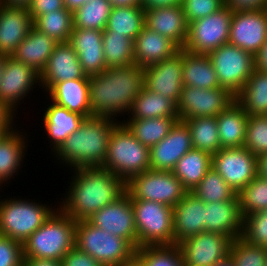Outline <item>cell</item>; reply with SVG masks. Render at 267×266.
<instances>
[{"instance_id":"1","label":"cell","mask_w":267,"mask_h":266,"mask_svg":"<svg viewBox=\"0 0 267 266\" xmlns=\"http://www.w3.org/2000/svg\"><path fill=\"white\" fill-rule=\"evenodd\" d=\"M69 171L71 180L58 207L75 221L86 220L126 192V183L102 166Z\"/></svg>"},{"instance_id":"2","label":"cell","mask_w":267,"mask_h":266,"mask_svg":"<svg viewBox=\"0 0 267 266\" xmlns=\"http://www.w3.org/2000/svg\"><path fill=\"white\" fill-rule=\"evenodd\" d=\"M143 86L144 70L135 63L90 75V117H109L120 122L118 117L128 116Z\"/></svg>"},{"instance_id":"3","label":"cell","mask_w":267,"mask_h":266,"mask_svg":"<svg viewBox=\"0 0 267 266\" xmlns=\"http://www.w3.org/2000/svg\"><path fill=\"white\" fill-rule=\"evenodd\" d=\"M119 121L109 117L91 116L84 118L53 154L58 164L70 170L102 166L107 156L112 129Z\"/></svg>"},{"instance_id":"4","label":"cell","mask_w":267,"mask_h":266,"mask_svg":"<svg viewBox=\"0 0 267 266\" xmlns=\"http://www.w3.org/2000/svg\"><path fill=\"white\" fill-rule=\"evenodd\" d=\"M76 221L59 207L23 243L24 259L62 260L75 247Z\"/></svg>"},{"instance_id":"5","label":"cell","mask_w":267,"mask_h":266,"mask_svg":"<svg viewBox=\"0 0 267 266\" xmlns=\"http://www.w3.org/2000/svg\"><path fill=\"white\" fill-rule=\"evenodd\" d=\"M5 197H0V235L22 244L58 208V203L52 207L53 203L48 205L49 203L44 202L43 204L26 197L24 199L19 196L15 198L7 195Z\"/></svg>"},{"instance_id":"6","label":"cell","mask_w":267,"mask_h":266,"mask_svg":"<svg viewBox=\"0 0 267 266\" xmlns=\"http://www.w3.org/2000/svg\"><path fill=\"white\" fill-rule=\"evenodd\" d=\"M102 167L127 183L132 177L150 170V149L120 121L112 129Z\"/></svg>"},{"instance_id":"7","label":"cell","mask_w":267,"mask_h":266,"mask_svg":"<svg viewBox=\"0 0 267 266\" xmlns=\"http://www.w3.org/2000/svg\"><path fill=\"white\" fill-rule=\"evenodd\" d=\"M75 247L102 266H123L136 253L126 239L94 227L86 220L76 221Z\"/></svg>"},{"instance_id":"8","label":"cell","mask_w":267,"mask_h":266,"mask_svg":"<svg viewBox=\"0 0 267 266\" xmlns=\"http://www.w3.org/2000/svg\"><path fill=\"white\" fill-rule=\"evenodd\" d=\"M137 248L174 245L173 207L147 201L132 200Z\"/></svg>"},{"instance_id":"9","label":"cell","mask_w":267,"mask_h":266,"mask_svg":"<svg viewBox=\"0 0 267 266\" xmlns=\"http://www.w3.org/2000/svg\"><path fill=\"white\" fill-rule=\"evenodd\" d=\"M131 200H147L174 207L189 191L172 171L147 170L126 183Z\"/></svg>"},{"instance_id":"10","label":"cell","mask_w":267,"mask_h":266,"mask_svg":"<svg viewBox=\"0 0 267 266\" xmlns=\"http://www.w3.org/2000/svg\"><path fill=\"white\" fill-rule=\"evenodd\" d=\"M232 14L233 10L225 4L213 14L190 22L182 49L208 55L228 43Z\"/></svg>"},{"instance_id":"11","label":"cell","mask_w":267,"mask_h":266,"mask_svg":"<svg viewBox=\"0 0 267 266\" xmlns=\"http://www.w3.org/2000/svg\"><path fill=\"white\" fill-rule=\"evenodd\" d=\"M216 72L220 87L236 96L255 69V57L226 43L207 55Z\"/></svg>"},{"instance_id":"12","label":"cell","mask_w":267,"mask_h":266,"mask_svg":"<svg viewBox=\"0 0 267 266\" xmlns=\"http://www.w3.org/2000/svg\"><path fill=\"white\" fill-rule=\"evenodd\" d=\"M235 101L226 88L202 89L183 86L177 111L180 121L196 117H216Z\"/></svg>"},{"instance_id":"13","label":"cell","mask_w":267,"mask_h":266,"mask_svg":"<svg viewBox=\"0 0 267 266\" xmlns=\"http://www.w3.org/2000/svg\"><path fill=\"white\" fill-rule=\"evenodd\" d=\"M212 168L236 194L257 176L256 156L244 146L221 148L212 154Z\"/></svg>"},{"instance_id":"14","label":"cell","mask_w":267,"mask_h":266,"mask_svg":"<svg viewBox=\"0 0 267 266\" xmlns=\"http://www.w3.org/2000/svg\"><path fill=\"white\" fill-rule=\"evenodd\" d=\"M232 239L204 231L178 244L185 266H214L230 255Z\"/></svg>"},{"instance_id":"15","label":"cell","mask_w":267,"mask_h":266,"mask_svg":"<svg viewBox=\"0 0 267 266\" xmlns=\"http://www.w3.org/2000/svg\"><path fill=\"white\" fill-rule=\"evenodd\" d=\"M267 41V8L233 11L228 43L254 57Z\"/></svg>"},{"instance_id":"16","label":"cell","mask_w":267,"mask_h":266,"mask_svg":"<svg viewBox=\"0 0 267 266\" xmlns=\"http://www.w3.org/2000/svg\"><path fill=\"white\" fill-rule=\"evenodd\" d=\"M94 227H99L111 234L126 239L137 249V232L134 210L130 195L125 192L116 201L105 205L102 209L86 219Z\"/></svg>"},{"instance_id":"17","label":"cell","mask_w":267,"mask_h":266,"mask_svg":"<svg viewBox=\"0 0 267 266\" xmlns=\"http://www.w3.org/2000/svg\"><path fill=\"white\" fill-rule=\"evenodd\" d=\"M39 86L40 74L33 68L8 57L0 79V101L5 102L13 111L18 112V105L32 94ZM35 86V87H34ZM29 94V95H28ZM27 96V97H26Z\"/></svg>"},{"instance_id":"18","label":"cell","mask_w":267,"mask_h":266,"mask_svg":"<svg viewBox=\"0 0 267 266\" xmlns=\"http://www.w3.org/2000/svg\"><path fill=\"white\" fill-rule=\"evenodd\" d=\"M144 70V86L178 104L182 82V49L172 57L149 65Z\"/></svg>"},{"instance_id":"19","label":"cell","mask_w":267,"mask_h":266,"mask_svg":"<svg viewBox=\"0 0 267 266\" xmlns=\"http://www.w3.org/2000/svg\"><path fill=\"white\" fill-rule=\"evenodd\" d=\"M193 149L190 129L178 120L160 142L150 148V169L172 171L179 159Z\"/></svg>"},{"instance_id":"20","label":"cell","mask_w":267,"mask_h":266,"mask_svg":"<svg viewBox=\"0 0 267 266\" xmlns=\"http://www.w3.org/2000/svg\"><path fill=\"white\" fill-rule=\"evenodd\" d=\"M78 55L68 42L58 43L40 74V89L47 93L56 83L84 78Z\"/></svg>"},{"instance_id":"21","label":"cell","mask_w":267,"mask_h":266,"mask_svg":"<svg viewBox=\"0 0 267 266\" xmlns=\"http://www.w3.org/2000/svg\"><path fill=\"white\" fill-rule=\"evenodd\" d=\"M33 24L27 7L0 4V54L11 57Z\"/></svg>"},{"instance_id":"22","label":"cell","mask_w":267,"mask_h":266,"mask_svg":"<svg viewBox=\"0 0 267 266\" xmlns=\"http://www.w3.org/2000/svg\"><path fill=\"white\" fill-rule=\"evenodd\" d=\"M103 31L96 29L73 28L68 43L78 55L83 72L96 75L105 71L104 49L102 46Z\"/></svg>"},{"instance_id":"23","label":"cell","mask_w":267,"mask_h":266,"mask_svg":"<svg viewBox=\"0 0 267 266\" xmlns=\"http://www.w3.org/2000/svg\"><path fill=\"white\" fill-rule=\"evenodd\" d=\"M243 216L239 200L204 203V229L229 236L232 240L241 237Z\"/></svg>"},{"instance_id":"24","label":"cell","mask_w":267,"mask_h":266,"mask_svg":"<svg viewBox=\"0 0 267 266\" xmlns=\"http://www.w3.org/2000/svg\"><path fill=\"white\" fill-rule=\"evenodd\" d=\"M188 24L181 4L145 9V27L168 37L180 49L184 47Z\"/></svg>"},{"instance_id":"25","label":"cell","mask_w":267,"mask_h":266,"mask_svg":"<svg viewBox=\"0 0 267 266\" xmlns=\"http://www.w3.org/2000/svg\"><path fill=\"white\" fill-rule=\"evenodd\" d=\"M28 137L24 129L19 131L15 127L0 139V190L7 186L5 184H11L10 181L14 180L15 176L18 177L19 170L25 166L24 156L28 153Z\"/></svg>"},{"instance_id":"26","label":"cell","mask_w":267,"mask_h":266,"mask_svg":"<svg viewBox=\"0 0 267 266\" xmlns=\"http://www.w3.org/2000/svg\"><path fill=\"white\" fill-rule=\"evenodd\" d=\"M174 245L205 231L204 202L189 192L173 207Z\"/></svg>"},{"instance_id":"27","label":"cell","mask_w":267,"mask_h":266,"mask_svg":"<svg viewBox=\"0 0 267 266\" xmlns=\"http://www.w3.org/2000/svg\"><path fill=\"white\" fill-rule=\"evenodd\" d=\"M46 107L41 124L47 134L46 139L50 143V152L53 155L63 142L79 128L85 117L60 107L52 101H49Z\"/></svg>"},{"instance_id":"28","label":"cell","mask_w":267,"mask_h":266,"mask_svg":"<svg viewBox=\"0 0 267 266\" xmlns=\"http://www.w3.org/2000/svg\"><path fill=\"white\" fill-rule=\"evenodd\" d=\"M48 95V96H47ZM60 107L90 117L89 76L56 83L45 95Z\"/></svg>"},{"instance_id":"29","label":"cell","mask_w":267,"mask_h":266,"mask_svg":"<svg viewBox=\"0 0 267 266\" xmlns=\"http://www.w3.org/2000/svg\"><path fill=\"white\" fill-rule=\"evenodd\" d=\"M135 64L145 68L172 57L180 48L168 37L144 27L134 39Z\"/></svg>"},{"instance_id":"30","label":"cell","mask_w":267,"mask_h":266,"mask_svg":"<svg viewBox=\"0 0 267 266\" xmlns=\"http://www.w3.org/2000/svg\"><path fill=\"white\" fill-rule=\"evenodd\" d=\"M58 42L34 26L11 56L41 74Z\"/></svg>"},{"instance_id":"31","label":"cell","mask_w":267,"mask_h":266,"mask_svg":"<svg viewBox=\"0 0 267 266\" xmlns=\"http://www.w3.org/2000/svg\"><path fill=\"white\" fill-rule=\"evenodd\" d=\"M248 118L236 101L216 116L221 148L244 146Z\"/></svg>"},{"instance_id":"32","label":"cell","mask_w":267,"mask_h":266,"mask_svg":"<svg viewBox=\"0 0 267 266\" xmlns=\"http://www.w3.org/2000/svg\"><path fill=\"white\" fill-rule=\"evenodd\" d=\"M183 86L202 89L220 87L213 65L207 55L191 53L182 49Z\"/></svg>"},{"instance_id":"33","label":"cell","mask_w":267,"mask_h":266,"mask_svg":"<svg viewBox=\"0 0 267 266\" xmlns=\"http://www.w3.org/2000/svg\"><path fill=\"white\" fill-rule=\"evenodd\" d=\"M235 101L249 116L267 115V71L255 68Z\"/></svg>"},{"instance_id":"34","label":"cell","mask_w":267,"mask_h":266,"mask_svg":"<svg viewBox=\"0 0 267 266\" xmlns=\"http://www.w3.org/2000/svg\"><path fill=\"white\" fill-rule=\"evenodd\" d=\"M155 117H179L177 104L173 100L143 86L127 119H151Z\"/></svg>"},{"instance_id":"35","label":"cell","mask_w":267,"mask_h":266,"mask_svg":"<svg viewBox=\"0 0 267 266\" xmlns=\"http://www.w3.org/2000/svg\"><path fill=\"white\" fill-rule=\"evenodd\" d=\"M212 167V155L208 152L191 149L178 160L172 173L191 192Z\"/></svg>"},{"instance_id":"36","label":"cell","mask_w":267,"mask_h":266,"mask_svg":"<svg viewBox=\"0 0 267 266\" xmlns=\"http://www.w3.org/2000/svg\"><path fill=\"white\" fill-rule=\"evenodd\" d=\"M121 122L133 136L149 149L168 135L179 117H162L151 119H125Z\"/></svg>"},{"instance_id":"37","label":"cell","mask_w":267,"mask_h":266,"mask_svg":"<svg viewBox=\"0 0 267 266\" xmlns=\"http://www.w3.org/2000/svg\"><path fill=\"white\" fill-rule=\"evenodd\" d=\"M145 27V9L141 5L112 7L106 28L113 34L135 39Z\"/></svg>"},{"instance_id":"38","label":"cell","mask_w":267,"mask_h":266,"mask_svg":"<svg viewBox=\"0 0 267 266\" xmlns=\"http://www.w3.org/2000/svg\"><path fill=\"white\" fill-rule=\"evenodd\" d=\"M133 45V39L104 30L102 46L106 68L130 66L135 63Z\"/></svg>"},{"instance_id":"39","label":"cell","mask_w":267,"mask_h":266,"mask_svg":"<svg viewBox=\"0 0 267 266\" xmlns=\"http://www.w3.org/2000/svg\"><path fill=\"white\" fill-rule=\"evenodd\" d=\"M184 122L190 129L194 149L211 155L221 149L216 117H196Z\"/></svg>"},{"instance_id":"40","label":"cell","mask_w":267,"mask_h":266,"mask_svg":"<svg viewBox=\"0 0 267 266\" xmlns=\"http://www.w3.org/2000/svg\"><path fill=\"white\" fill-rule=\"evenodd\" d=\"M33 23L36 29L58 43L68 42L73 30V13L67 9L55 10L38 16Z\"/></svg>"},{"instance_id":"41","label":"cell","mask_w":267,"mask_h":266,"mask_svg":"<svg viewBox=\"0 0 267 266\" xmlns=\"http://www.w3.org/2000/svg\"><path fill=\"white\" fill-rule=\"evenodd\" d=\"M111 9L108 0H90L73 12V28L104 31Z\"/></svg>"},{"instance_id":"42","label":"cell","mask_w":267,"mask_h":266,"mask_svg":"<svg viewBox=\"0 0 267 266\" xmlns=\"http://www.w3.org/2000/svg\"><path fill=\"white\" fill-rule=\"evenodd\" d=\"M204 203L237 200V194L214 168H210L200 183L191 191Z\"/></svg>"},{"instance_id":"43","label":"cell","mask_w":267,"mask_h":266,"mask_svg":"<svg viewBox=\"0 0 267 266\" xmlns=\"http://www.w3.org/2000/svg\"><path fill=\"white\" fill-rule=\"evenodd\" d=\"M135 256L144 266H185L178 245L139 247Z\"/></svg>"},{"instance_id":"44","label":"cell","mask_w":267,"mask_h":266,"mask_svg":"<svg viewBox=\"0 0 267 266\" xmlns=\"http://www.w3.org/2000/svg\"><path fill=\"white\" fill-rule=\"evenodd\" d=\"M242 216L256 211L267 210V179L256 176L238 193Z\"/></svg>"},{"instance_id":"45","label":"cell","mask_w":267,"mask_h":266,"mask_svg":"<svg viewBox=\"0 0 267 266\" xmlns=\"http://www.w3.org/2000/svg\"><path fill=\"white\" fill-rule=\"evenodd\" d=\"M241 239L267 249V210L256 211L243 217Z\"/></svg>"},{"instance_id":"46","label":"cell","mask_w":267,"mask_h":266,"mask_svg":"<svg viewBox=\"0 0 267 266\" xmlns=\"http://www.w3.org/2000/svg\"><path fill=\"white\" fill-rule=\"evenodd\" d=\"M229 257L235 266H265L267 249L253 246L241 238H236L231 243Z\"/></svg>"},{"instance_id":"47","label":"cell","mask_w":267,"mask_h":266,"mask_svg":"<svg viewBox=\"0 0 267 266\" xmlns=\"http://www.w3.org/2000/svg\"><path fill=\"white\" fill-rule=\"evenodd\" d=\"M244 147L255 156L267 153V115L249 116Z\"/></svg>"},{"instance_id":"48","label":"cell","mask_w":267,"mask_h":266,"mask_svg":"<svg viewBox=\"0 0 267 266\" xmlns=\"http://www.w3.org/2000/svg\"><path fill=\"white\" fill-rule=\"evenodd\" d=\"M225 0H181V6L187 22H193L218 11Z\"/></svg>"},{"instance_id":"49","label":"cell","mask_w":267,"mask_h":266,"mask_svg":"<svg viewBox=\"0 0 267 266\" xmlns=\"http://www.w3.org/2000/svg\"><path fill=\"white\" fill-rule=\"evenodd\" d=\"M23 261V244L0 235V266H19Z\"/></svg>"},{"instance_id":"50","label":"cell","mask_w":267,"mask_h":266,"mask_svg":"<svg viewBox=\"0 0 267 266\" xmlns=\"http://www.w3.org/2000/svg\"><path fill=\"white\" fill-rule=\"evenodd\" d=\"M32 20L34 21L38 16L51 13L55 10L66 9L63 0H31L27 6Z\"/></svg>"},{"instance_id":"51","label":"cell","mask_w":267,"mask_h":266,"mask_svg":"<svg viewBox=\"0 0 267 266\" xmlns=\"http://www.w3.org/2000/svg\"><path fill=\"white\" fill-rule=\"evenodd\" d=\"M62 266H102L85 252L74 247L61 260Z\"/></svg>"},{"instance_id":"52","label":"cell","mask_w":267,"mask_h":266,"mask_svg":"<svg viewBox=\"0 0 267 266\" xmlns=\"http://www.w3.org/2000/svg\"><path fill=\"white\" fill-rule=\"evenodd\" d=\"M225 4L233 11L267 8V0H225Z\"/></svg>"},{"instance_id":"53","label":"cell","mask_w":267,"mask_h":266,"mask_svg":"<svg viewBox=\"0 0 267 266\" xmlns=\"http://www.w3.org/2000/svg\"><path fill=\"white\" fill-rule=\"evenodd\" d=\"M16 114L5 102L0 101V128H15Z\"/></svg>"},{"instance_id":"54","label":"cell","mask_w":267,"mask_h":266,"mask_svg":"<svg viewBox=\"0 0 267 266\" xmlns=\"http://www.w3.org/2000/svg\"><path fill=\"white\" fill-rule=\"evenodd\" d=\"M181 4V0H141L144 9H154L158 7H169Z\"/></svg>"},{"instance_id":"55","label":"cell","mask_w":267,"mask_h":266,"mask_svg":"<svg viewBox=\"0 0 267 266\" xmlns=\"http://www.w3.org/2000/svg\"><path fill=\"white\" fill-rule=\"evenodd\" d=\"M255 68L267 71V41L255 55Z\"/></svg>"},{"instance_id":"56","label":"cell","mask_w":267,"mask_h":266,"mask_svg":"<svg viewBox=\"0 0 267 266\" xmlns=\"http://www.w3.org/2000/svg\"><path fill=\"white\" fill-rule=\"evenodd\" d=\"M24 262L28 266H62L60 260H53V259L33 258V259H24Z\"/></svg>"},{"instance_id":"57","label":"cell","mask_w":267,"mask_h":266,"mask_svg":"<svg viewBox=\"0 0 267 266\" xmlns=\"http://www.w3.org/2000/svg\"><path fill=\"white\" fill-rule=\"evenodd\" d=\"M257 176L267 179V153L256 156Z\"/></svg>"},{"instance_id":"58","label":"cell","mask_w":267,"mask_h":266,"mask_svg":"<svg viewBox=\"0 0 267 266\" xmlns=\"http://www.w3.org/2000/svg\"><path fill=\"white\" fill-rule=\"evenodd\" d=\"M64 6L68 11L72 13L79 9L83 4L90 0H63Z\"/></svg>"},{"instance_id":"59","label":"cell","mask_w":267,"mask_h":266,"mask_svg":"<svg viewBox=\"0 0 267 266\" xmlns=\"http://www.w3.org/2000/svg\"><path fill=\"white\" fill-rule=\"evenodd\" d=\"M112 7L141 5V0H108Z\"/></svg>"},{"instance_id":"60","label":"cell","mask_w":267,"mask_h":266,"mask_svg":"<svg viewBox=\"0 0 267 266\" xmlns=\"http://www.w3.org/2000/svg\"><path fill=\"white\" fill-rule=\"evenodd\" d=\"M31 0H0L1 5L27 7Z\"/></svg>"},{"instance_id":"61","label":"cell","mask_w":267,"mask_h":266,"mask_svg":"<svg viewBox=\"0 0 267 266\" xmlns=\"http://www.w3.org/2000/svg\"><path fill=\"white\" fill-rule=\"evenodd\" d=\"M123 266H144V265L136 256H134L131 260L127 261Z\"/></svg>"},{"instance_id":"62","label":"cell","mask_w":267,"mask_h":266,"mask_svg":"<svg viewBox=\"0 0 267 266\" xmlns=\"http://www.w3.org/2000/svg\"><path fill=\"white\" fill-rule=\"evenodd\" d=\"M9 56L0 54V79L4 72V65L6 63V60Z\"/></svg>"},{"instance_id":"63","label":"cell","mask_w":267,"mask_h":266,"mask_svg":"<svg viewBox=\"0 0 267 266\" xmlns=\"http://www.w3.org/2000/svg\"><path fill=\"white\" fill-rule=\"evenodd\" d=\"M214 266H235V264H234L233 260L230 257H228L225 260H223L222 262H220Z\"/></svg>"},{"instance_id":"64","label":"cell","mask_w":267,"mask_h":266,"mask_svg":"<svg viewBox=\"0 0 267 266\" xmlns=\"http://www.w3.org/2000/svg\"><path fill=\"white\" fill-rule=\"evenodd\" d=\"M13 129L14 128H0V139L4 137L6 133L10 132Z\"/></svg>"},{"instance_id":"65","label":"cell","mask_w":267,"mask_h":266,"mask_svg":"<svg viewBox=\"0 0 267 266\" xmlns=\"http://www.w3.org/2000/svg\"><path fill=\"white\" fill-rule=\"evenodd\" d=\"M19 266H28L24 261Z\"/></svg>"}]
</instances>
